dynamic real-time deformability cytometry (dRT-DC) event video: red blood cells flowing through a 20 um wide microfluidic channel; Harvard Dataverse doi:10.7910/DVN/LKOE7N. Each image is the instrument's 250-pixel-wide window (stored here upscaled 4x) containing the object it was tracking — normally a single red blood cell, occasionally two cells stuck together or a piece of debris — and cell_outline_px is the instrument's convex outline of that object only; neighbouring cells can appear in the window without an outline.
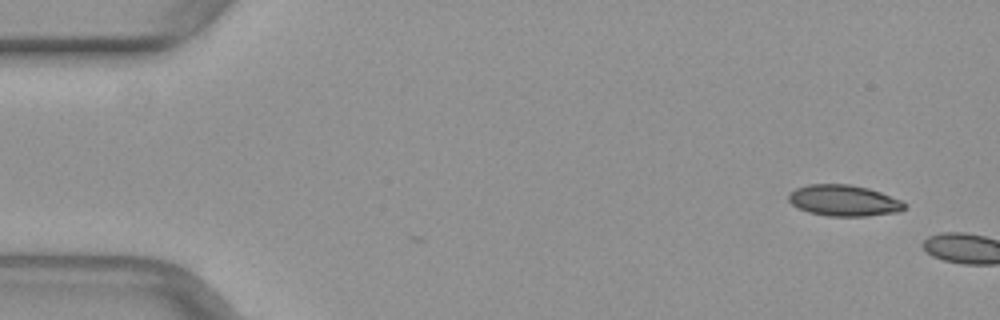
{"species": "common noctule bat (a hibernating species)", "species_latin": "Nyctalus noctula", "temperature_condition": "warm", "stored_images_in_passage": 3, "camera_frame_rate_fps": 3000, "um_per_image_px": 0.085, "animal": {"sex": "female", "body_mass_g": 29.2, "forearm_length_mm": 56.3}, "frame": {"image": 1, "passage_image": 1, "time_ms": 0.0, "image_size_px": [1000, 320], "cell_outline_px": [[908, 204], [900, 212], [868, 216], [828, 216], [808, 212], [792, 204], [788, 200], [788, 192], [796, 188], [808, 184], [848, 184], [868, 188], [880, 192], [900, 200]], "centroid_in_image_um": [71.72, 17.05], "position_along_channel_um": 13.3, "area_um2": 21.1}}